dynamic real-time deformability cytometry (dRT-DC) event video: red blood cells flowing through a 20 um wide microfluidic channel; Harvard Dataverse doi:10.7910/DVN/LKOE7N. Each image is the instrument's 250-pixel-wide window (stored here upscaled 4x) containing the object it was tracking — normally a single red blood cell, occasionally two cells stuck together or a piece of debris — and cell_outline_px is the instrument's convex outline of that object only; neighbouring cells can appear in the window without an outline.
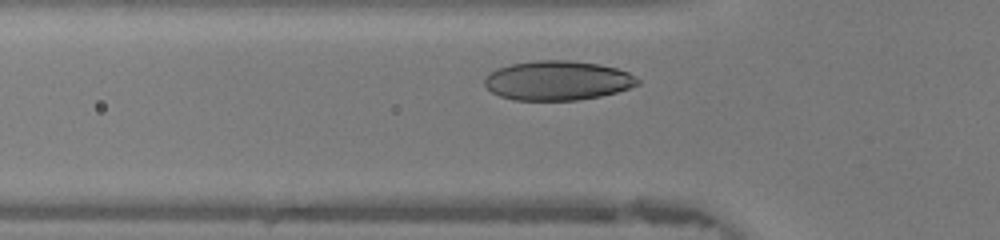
{"species": "human", "species_latin": "Homo sapiens", "temperature_condition": "warm", "stored_images_in_passage": 26, "camera_frame_rate_fps": 3000, "um_per_image_px": 0.085, "donor": {"sex": "female"}, "frame": {"image": 1, "passage_image": 5, "time_ms": 1.333, "image_size_px": [1000, 240], "cell_outline_px": [[640, 84], [616, 92], [600, 96], [576, 100], [512, 100], [500, 96], [492, 92], [484, 84], [484, 80], [496, 68], [512, 64], [536, 60], [568, 60], [600, 64], [616, 68], [628, 72], [640, 80]], "centroid_in_image_um": [47.4, 6.84], "position_along_channel_um": 78.4, "area_um2": 35.08}}
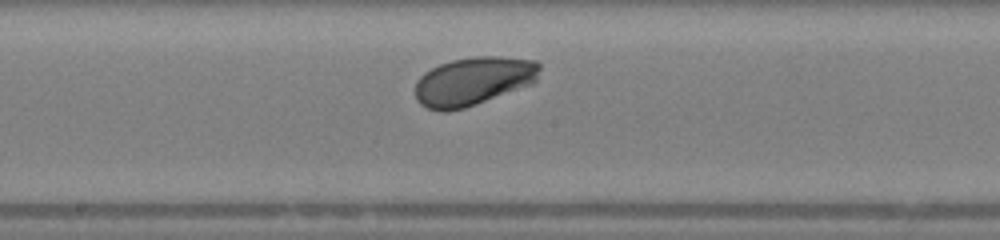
{"frame": {"image": 2, "passage_image": 14, "time_ms": 4.333, "image_size_px": [1000, 240], "cell_outline_px": [[540, 68], [536, 80], [532, 84], [464, 108], [448, 112], [440, 112], [428, 108], [420, 104], [416, 100], [416, 80], [424, 72], [440, 64], [452, 60], [476, 56], [500, 56], [536, 60], [540, 64]], "centroid_in_image_um": [40.22, 6.9], "position_along_channel_um": 208.0, "area_um2": 35.2}}
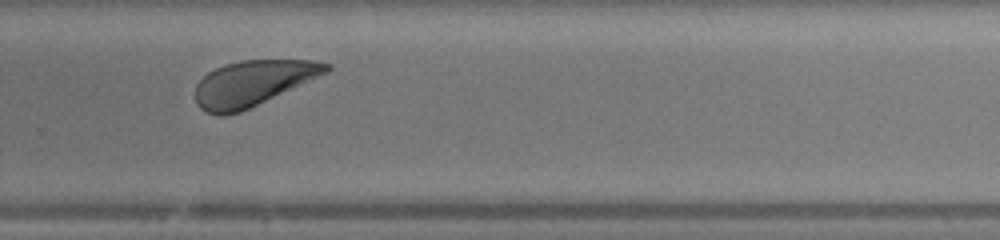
{"frame": {"image": 3, "passage_image": 21, "time_ms": 6.667, "image_size_px": [1000, 240], "cell_outline_px": [[332, 68], [328, 72], [240, 112], [224, 116], [220, 116], [208, 112], [200, 108], [196, 104], [196, 84], [208, 72], [224, 64], [240, 60], [316, 60], [332, 64]], "centroid_in_image_um": [21.49, 7.06], "position_along_channel_um": 308.3, "area_um2": 34.45}, "authors_computed_cell_mechanics": {"area_um2": 34.5355, "velocity_mm_per_s": 4.3071, "shape_relaxation_time_tau1_ms": 1.7967, "shape_relaxation_time_tau2_ms": null, "deformation_change_tau1": 0.1166, "deformation_change_tau2": null}}